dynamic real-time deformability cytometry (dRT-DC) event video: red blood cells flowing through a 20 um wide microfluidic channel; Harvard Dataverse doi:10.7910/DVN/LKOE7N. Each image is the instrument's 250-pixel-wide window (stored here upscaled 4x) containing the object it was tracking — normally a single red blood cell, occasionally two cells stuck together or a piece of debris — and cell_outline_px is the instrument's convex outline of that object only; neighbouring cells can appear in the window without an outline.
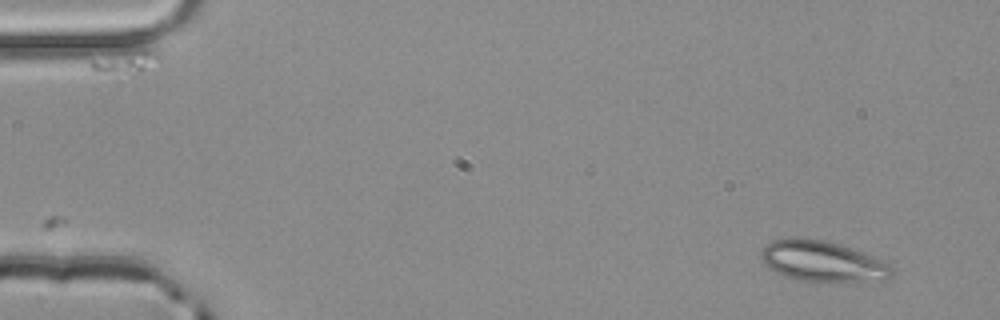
{"species": "common noctule bat (a hibernating species)", "species_latin": "Nyctalus noctula", "temperature_condition": "room temperature", "stored_images_in_passage": 3, "camera_frame_rate_fps": 3000, "um_per_image_px": 0.085, "animal": {"sex": "male", "body_mass_g": 20.4}, "frame": {"image": 1, "passage_image": 1, "time_ms": 0.0, "image_size_px": [1000, 320], "cell_outline_px": [[892, 276], [884, 280], [800, 280], [784, 276], [776, 272], [760, 256], [760, 252], [764, 244], [772, 240], [824, 240], [876, 256], [884, 260], [892, 268]], "centroid_in_image_um": [69.95, 22.21], "position_along_channel_um": 15.1, "area_um2": 29.82}}